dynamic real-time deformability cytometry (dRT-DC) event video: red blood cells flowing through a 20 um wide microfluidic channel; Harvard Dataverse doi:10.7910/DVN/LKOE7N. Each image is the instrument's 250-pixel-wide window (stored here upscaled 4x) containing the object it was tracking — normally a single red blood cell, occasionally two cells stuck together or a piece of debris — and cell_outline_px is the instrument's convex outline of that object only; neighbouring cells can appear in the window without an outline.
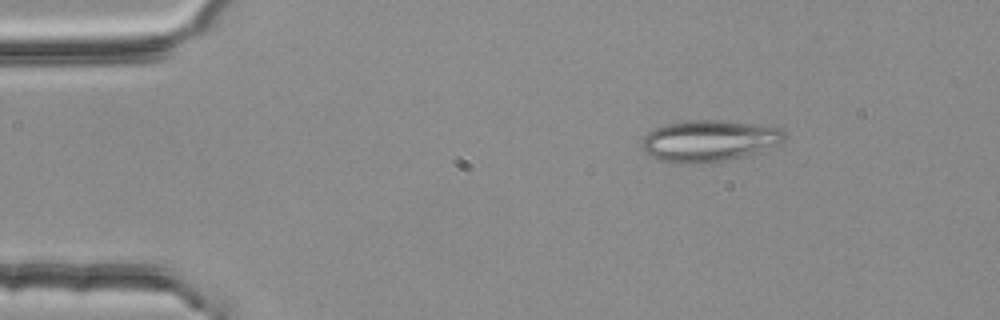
{"species": "common noctule bat (a hibernating species)", "species_latin": "Nyctalus noctula", "temperature_condition": "room temperature", "stored_images_in_passage": 3, "camera_frame_rate_fps": 3000, "um_per_image_px": 0.085, "animal": {"sex": "female", "body_mass_g": 25.1}, "frame": {"image": 1, "passage_image": 1, "time_ms": 0.0, "image_size_px": [1000, 320], "cell_outline_px": [[784, 140], [780, 144], [760, 152], [744, 156], [724, 160], [692, 164], [680, 164], [660, 160], [648, 156], [644, 152], [644, 136], [648, 132], [656, 128], [668, 124], [692, 120], [720, 120], [784, 128]], "centroid_in_image_um": [60.3, 11.98], "position_along_channel_um": 24.7, "area_um2": 34.28}}